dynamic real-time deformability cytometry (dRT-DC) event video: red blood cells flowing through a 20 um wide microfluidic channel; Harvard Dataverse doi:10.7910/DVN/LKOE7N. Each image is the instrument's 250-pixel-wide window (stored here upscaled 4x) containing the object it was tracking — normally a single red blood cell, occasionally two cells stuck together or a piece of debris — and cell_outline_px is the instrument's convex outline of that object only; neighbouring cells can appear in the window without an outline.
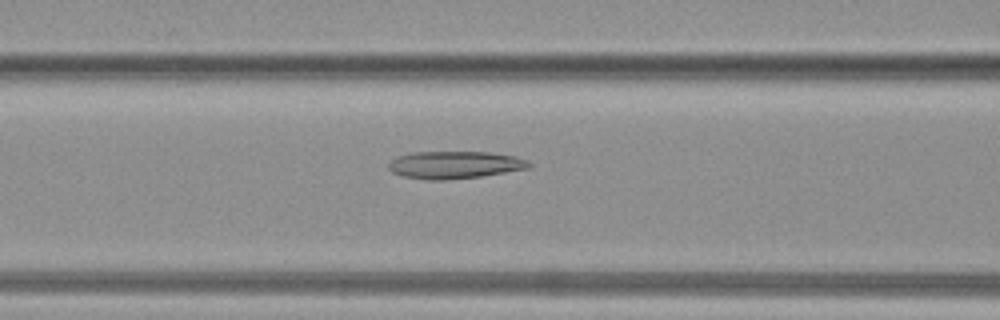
{"species": "common noctule bat (a hibernating species)", "species_latin": "Nyctalus noctula", "temperature_condition": "warm", "stored_images_in_passage": 38, "camera_frame_rate_fps": 3000, "um_per_image_px": 0.085, "animal": {"sex": "female", "body_mass_g": 19.3, "forearm_length_mm": 54.1}, "frame": {"image": 1, "passage_image": 16, "time_ms": 5.0, "image_size_px": [1000, 320], "cell_outline_px": [[532, 164], [528, 168], [480, 176], [444, 180], [424, 180], [404, 176], [392, 172], [388, 168], [388, 164], [396, 156], [412, 152], [488, 152], [516, 156], [528, 160]], "centroid_in_image_um": [38.63, 14.01], "position_along_channel_um": 128.0, "area_um2": 22.43}}
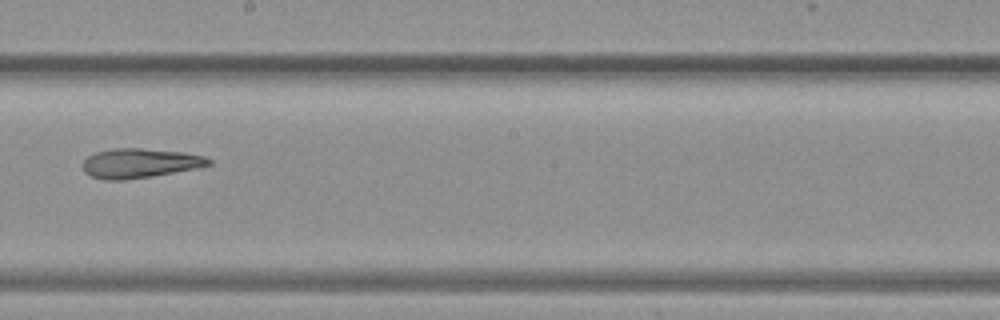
{"frame": {"image": 2, "passage_image": 22, "time_ms": 7.0, "image_size_px": [1000, 320], "cell_outline_px": [[212, 164], [204, 168], [124, 180], [104, 180], [92, 176], [84, 172], [84, 160], [88, 156], [96, 152], [112, 148], [140, 148], [184, 152], [204, 156], [212, 160]], "centroid_in_image_um": [11.95, 13.87], "position_along_channel_um": 236.2, "area_um2": 21.85}}
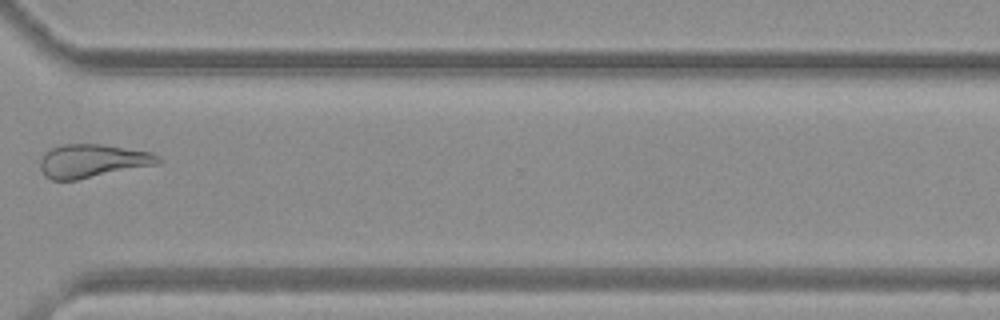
{"frame": {"image": 3, "passage_image": 29, "time_ms": 9.333, "image_size_px": [1000, 320], "cell_outline_px": [[160, 164], [76, 180], [52, 180], [44, 176], [40, 168], [40, 160], [44, 152], [48, 148], [60, 144], [104, 144], [152, 152], [160, 156]], "centroid_in_image_um": [7.84, 13.67], "position_along_channel_um": 362.8, "area_um2": 23.35}}